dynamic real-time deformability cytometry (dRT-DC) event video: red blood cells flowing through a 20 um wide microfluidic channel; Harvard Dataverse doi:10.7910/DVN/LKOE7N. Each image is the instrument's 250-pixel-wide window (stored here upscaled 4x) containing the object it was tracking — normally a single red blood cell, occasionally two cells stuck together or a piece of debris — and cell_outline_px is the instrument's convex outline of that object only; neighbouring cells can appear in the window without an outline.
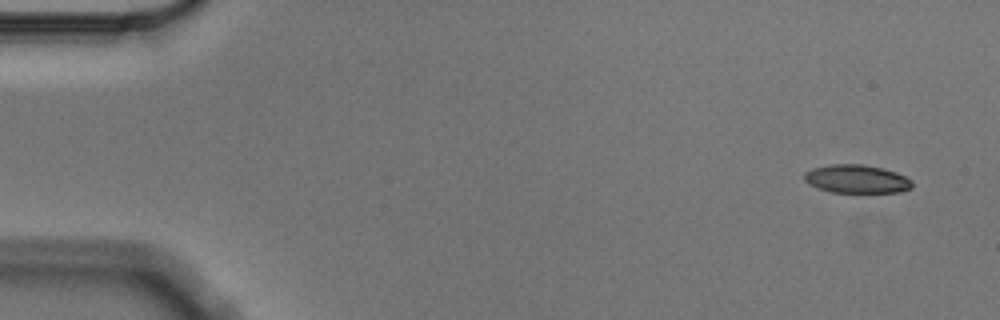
{"species": "Egyptian fruit bat (a non-hibernating species)", "species_latin": "Rousettus aegyptiacus", "temperature_condition": "cold", "stored_images_in_passage": 10, "camera_frame_rate_fps": 3000, "um_per_image_px": 0.085, "animal": {"sex": "male"}, "frame": {"image": 1, "passage_image": 1, "time_ms": 0.0, "image_size_px": [1000, 320], "cell_outline_px": [[912, 188], [900, 192], [832, 192], [816, 188], [808, 184], [804, 180], [804, 172], [812, 168], [832, 164], [864, 164], [896, 172], [912, 180]], "centroid_in_image_um": [72.78, 15.21], "position_along_channel_um": 12.2, "area_um2": 17.86}}
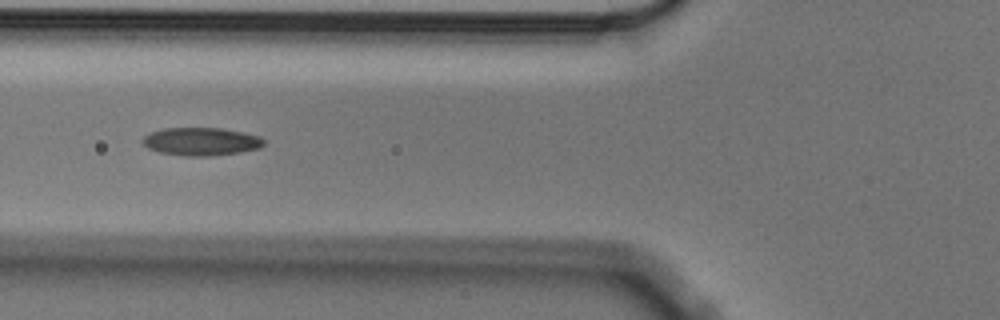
{"frame": {"image": 2, "passage_image": 6, "time_ms": 1.667, "image_size_px": [1000, 320], "cell_outline_px": [[264, 144], [260, 148], [240, 152], [208, 156], [184, 156], [160, 152], [148, 148], [140, 140], [148, 132], [164, 128], [220, 128], [244, 132], [260, 136], [264, 140]], "centroid_in_image_um": [17.08, 12.02], "position_along_channel_um": 108.7, "area_um2": 19.88}}
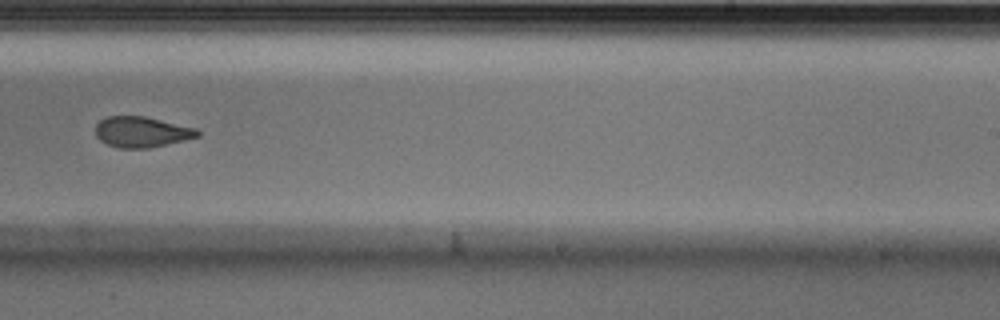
{"frame": {"image": 3, "passage_image": 10, "time_ms": 3.0, "image_size_px": [1000, 320], "cell_outline_px": [[200, 136], [184, 140], [148, 148], [120, 148], [108, 144], [100, 140], [96, 136], [96, 124], [100, 120], [108, 116], [144, 116], [196, 128], [200, 132]], "centroid_in_image_um": [12.04, 11.21], "position_along_channel_um": 277.0, "area_um2": 18.09}}